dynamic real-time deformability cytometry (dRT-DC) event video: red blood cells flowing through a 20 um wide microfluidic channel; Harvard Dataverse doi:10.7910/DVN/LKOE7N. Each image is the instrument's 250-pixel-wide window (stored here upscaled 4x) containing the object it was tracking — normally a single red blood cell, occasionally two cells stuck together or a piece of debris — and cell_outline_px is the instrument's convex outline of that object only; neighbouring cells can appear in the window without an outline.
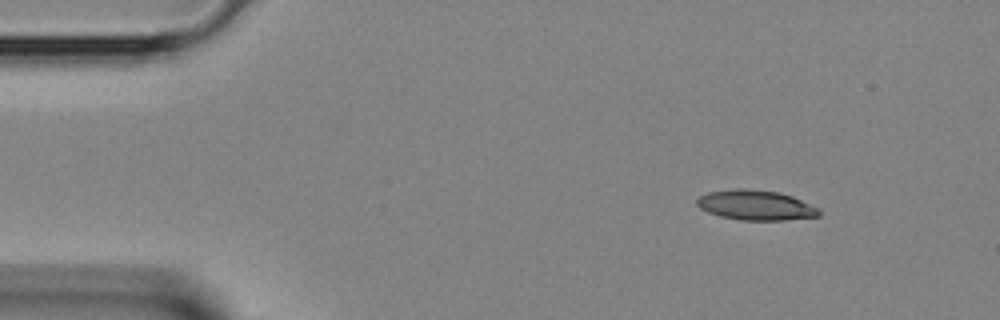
{"species": "Egyptian fruit bat (a non-hibernating species)", "species_latin": "Rousettus aegyptiacus", "temperature_condition": "room temperature", "stored_images_in_passage": 2, "camera_frame_rate_fps": 3000, "um_per_image_px": 0.085, "animal": {"sex": "female"}, "frame": {"image": 1, "passage_image": 1, "time_ms": 0.0, "image_size_px": [1000, 320], "cell_outline_px": [[820, 216], [784, 220], [740, 220], [720, 216], [708, 212], [700, 208], [696, 204], [696, 200], [700, 196], [708, 192], [736, 188], [748, 188], [776, 192], [792, 196], [820, 208]], "centroid_in_image_um": [64.23, 17.44], "position_along_channel_um": 20.8, "area_um2": 21.39}}